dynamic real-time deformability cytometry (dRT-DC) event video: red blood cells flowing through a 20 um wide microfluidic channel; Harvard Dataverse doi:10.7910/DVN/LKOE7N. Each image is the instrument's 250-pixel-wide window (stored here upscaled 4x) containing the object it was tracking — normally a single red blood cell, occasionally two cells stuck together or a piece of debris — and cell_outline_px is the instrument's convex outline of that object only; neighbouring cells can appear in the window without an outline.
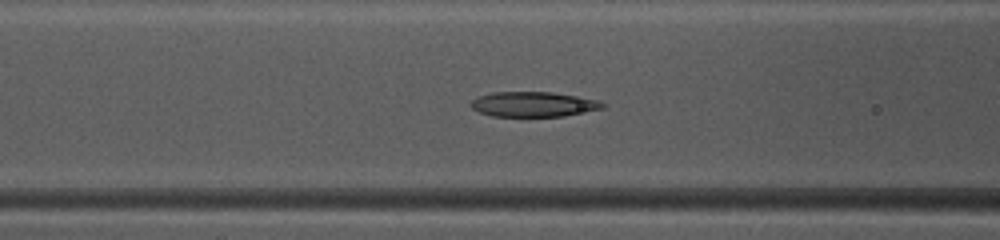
{"species": "common noctule bat (a hibernating species)", "species_latin": "Nyctalus noctula", "temperature_condition": "warm", "stored_images_in_passage": 35, "camera_frame_rate_fps": 3000, "um_per_image_px": 0.085, "animal": {"sex": "female", "body_mass_g": 10.0, "forearm_length_mm": 53.1}, "frame": {"image": 1, "passage_image": 7, "time_ms": 2.0, "image_size_px": [1000, 240], "cell_outline_px": [[608, 104], [604, 108], [564, 116], [492, 116], [480, 112], [472, 108], [468, 104], [476, 96], [492, 92], [552, 92], [580, 96], [596, 100]], "centroid_in_image_um": [45.33, 8.85], "position_along_channel_um": 121.3, "area_um2": 19.36}}
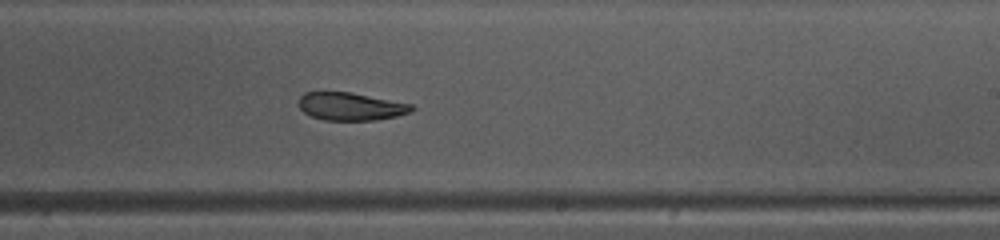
{"frame": {"image": 2, "passage_image": 17, "time_ms": 5.333, "image_size_px": [1000, 240], "cell_outline_px": [[416, 108], [412, 112], [396, 116], [376, 120], [324, 120], [312, 116], [304, 112], [300, 108], [300, 96], [304, 92], [352, 92], [412, 104]], "centroid_in_image_um": [29.85, 9.04], "position_along_channel_um": 259.1, "area_um2": 18.32}}
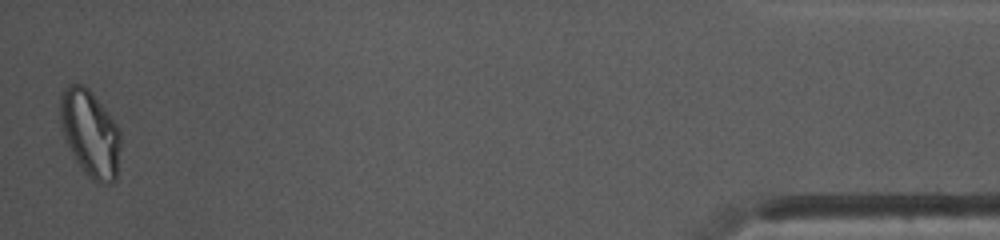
{"frame": {"image": 3, "passage_image": 35, "time_ms": 11.333, "image_size_px": [1000, 240], "cell_outline_px": [[120, 144], [116, 180], [112, 184], [100, 184], [92, 180], [88, 176], [76, 160], [64, 140], [60, 128], [60, 96], [64, 88], [68, 84], [84, 84], [92, 92], [120, 128]], "centroid_in_image_um": [7.65, 11.33], "position_along_channel_um": 427.5, "area_um2": 30.81}, "authors_computed_cell_mechanics": {"area_um2": 19.9988, "velocity_mm_per_s": 4.1308, "shape_relaxation_time_tau1_ms": 8.7105, "shape_relaxation_time_tau2_ms": 4.3723, "deformation_change_tau1": 0.2652, "deformation_change_tau2": 0.1155}}